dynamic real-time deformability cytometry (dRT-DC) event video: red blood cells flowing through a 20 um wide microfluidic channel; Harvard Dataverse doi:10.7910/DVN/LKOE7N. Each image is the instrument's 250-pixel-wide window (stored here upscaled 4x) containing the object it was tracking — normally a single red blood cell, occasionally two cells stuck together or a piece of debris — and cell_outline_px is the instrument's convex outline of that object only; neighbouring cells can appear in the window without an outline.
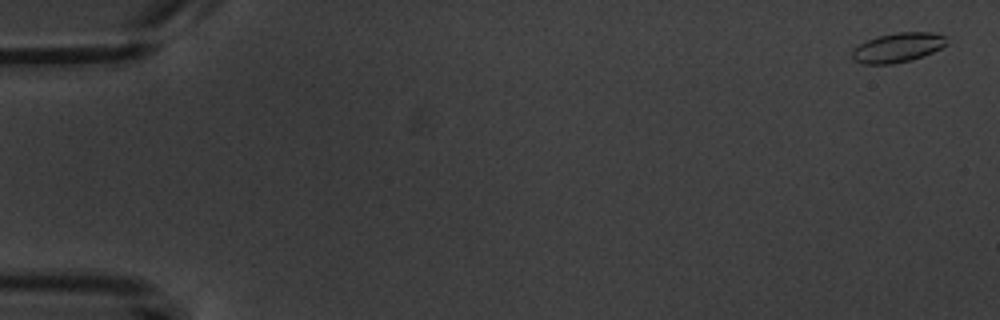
{"species": "common noctule bat (a hibernating species)", "species_latin": "Nyctalus noctula", "temperature_condition": "warm", "stored_images_in_passage": 5, "camera_frame_rate_fps": 3000, "um_per_image_px": 0.085, "animal": {"sex": "male", "body_mass_g": 20.1, "forearm_length_mm": 53.5}, "frame": {"image": 1, "passage_image": 1, "time_ms": 0.0, "image_size_px": [1000, 320], "cell_outline_px": [[948, 44], [932, 52], [912, 60], [892, 64], [864, 64], [856, 60], [852, 56], [852, 48], [876, 36], [896, 32], [932, 32], [944, 36]], "centroid_in_image_um": [76.3, 4.03], "position_along_channel_um": 8.7, "area_um2": 16.18}}